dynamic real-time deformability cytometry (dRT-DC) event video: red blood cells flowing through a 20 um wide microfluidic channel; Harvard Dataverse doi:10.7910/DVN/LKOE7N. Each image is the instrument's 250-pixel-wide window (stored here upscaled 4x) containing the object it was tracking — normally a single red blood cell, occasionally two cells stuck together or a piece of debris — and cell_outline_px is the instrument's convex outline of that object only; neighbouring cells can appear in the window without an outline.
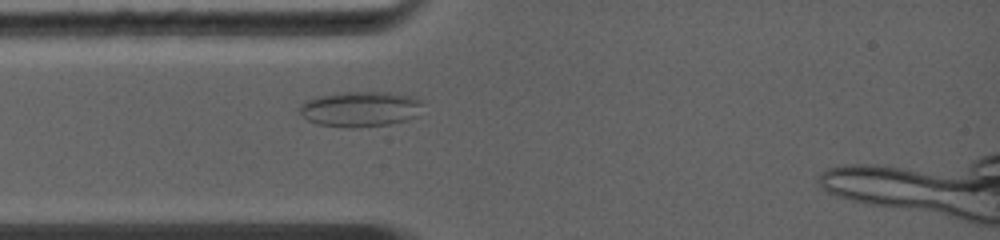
{"species": "common noctule bat (a hibernating species)", "species_latin": "Nyctalus noctula", "temperature_condition": "warm", "stored_images_in_passage": 17, "camera_frame_rate_fps": 5000, "um_per_image_px": 0.085, "animal": {"sex": "female", "body_mass_g": 19.0, "forearm_length_mm": 56.7}, "frame": {"image": 1, "passage_image": 3, "time_ms": 2.4, "image_size_px": [1000, 240], "cell_outline_px": [[420, 104], [416, 116], [404, 120], [388, 124], [352, 128], [320, 124], [308, 120], [300, 112], [300, 108], [304, 100], [316, 96], [348, 92], [384, 92], [408, 96], [420, 100]], "centroid_in_image_um": [30.56, 9.26], "position_along_channel_um": 54.4, "area_um2": 24.74}}
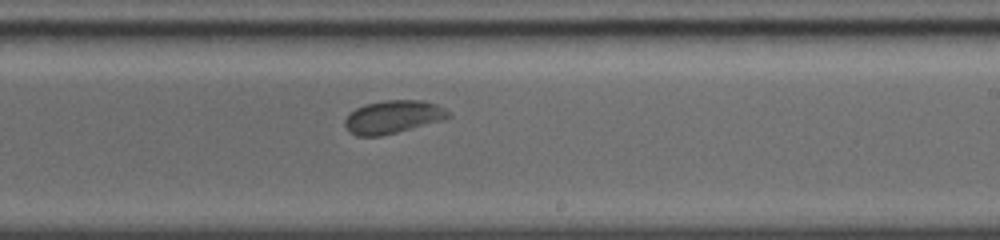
{"frame": {"image": 2, "passage_image": 9, "time_ms": 7.0, "image_size_px": [1000, 240], "cell_outline_px": [[452, 116], [444, 120], [380, 136], [356, 136], [348, 132], [344, 124], [344, 120], [356, 108], [364, 104], [384, 100], [424, 100], [436, 104], [444, 108]], "centroid_in_image_um": [33.4, 9.94], "position_along_channel_um": 255.6, "area_um2": 19.94}}
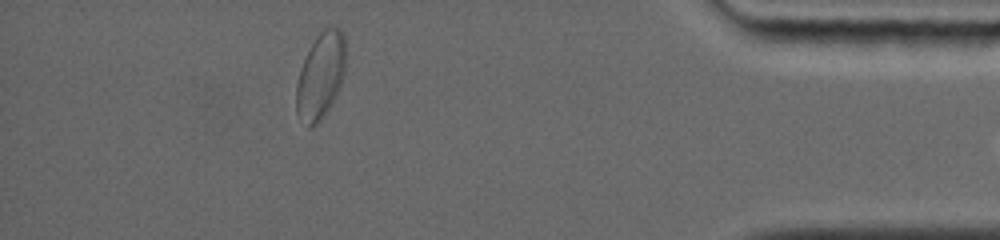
{"frame": {"image": 3, "passage_image": 16, "time_ms": 11.6, "image_size_px": [1000, 240], "cell_outline_px": [[344, 72], [340, 84], [328, 108], [320, 120], [316, 124], [308, 128], [296, 112], [296, 84], [300, 68], [312, 44], [320, 32], [324, 28], [340, 28], [344, 32]], "centroid_in_image_um": [27.22, 6.44], "position_along_channel_um": 408.0, "area_um2": 24.16}, "authors_computed_cell_mechanics": {"area_um2": 19.941, "velocity_mm_per_s": 4.3692, "shape_relaxation_time_tau1_ms": null, "shape_relaxation_time_tau2_ms": 0.0528, "deformation_change_tau1": null, "deformation_change_tau2": 0.0386}}